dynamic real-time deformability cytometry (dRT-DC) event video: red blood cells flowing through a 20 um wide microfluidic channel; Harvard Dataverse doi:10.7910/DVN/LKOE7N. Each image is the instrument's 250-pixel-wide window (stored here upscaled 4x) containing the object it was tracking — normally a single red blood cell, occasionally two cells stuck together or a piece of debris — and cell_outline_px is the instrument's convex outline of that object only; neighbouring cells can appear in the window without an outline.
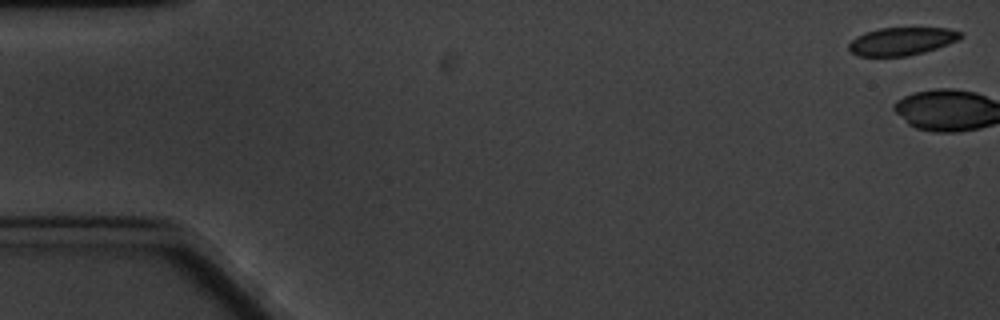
{"species": "common noctule bat (a hibernating species)", "species_latin": "Nyctalus noctula", "temperature_condition": "cold", "stored_images_in_passage": 6, "camera_frame_rate_fps": 3000, "um_per_image_px": 0.085, "animal": {"sex": "male", "body_mass_g": 20.1, "forearm_length_mm": 53.5}, "frame": {"image": 1, "passage_image": 1, "time_ms": 0.0, "image_size_px": [1000, 320], "cell_outline_px": [[964, 36], [960, 40], [924, 52], [908, 56], [860, 56], [848, 52], [848, 44], [856, 36], [864, 32], [880, 28], [948, 28], [964, 32]], "centroid_in_image_um": [76.66, 3.5], "position_along_channel_um": 8.3, "area_um2": 18.44}}